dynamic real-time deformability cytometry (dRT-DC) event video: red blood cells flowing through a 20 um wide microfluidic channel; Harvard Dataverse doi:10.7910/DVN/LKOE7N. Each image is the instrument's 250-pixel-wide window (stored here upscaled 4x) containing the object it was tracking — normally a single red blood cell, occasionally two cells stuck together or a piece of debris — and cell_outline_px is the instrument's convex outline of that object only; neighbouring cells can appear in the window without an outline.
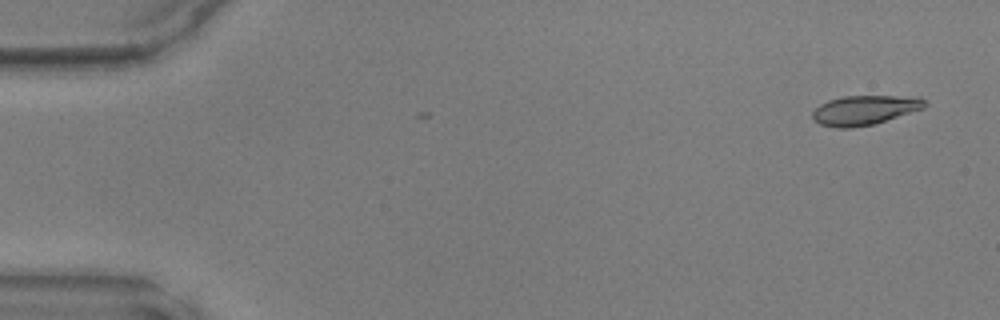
{"species": "common noctule bat (a hibernating species)", "species_latin": "Nyctalus noctula", "temperature_condition": "warm", "stored_images_in_passage": 3, "camera_frame_rate_fps": 3000, "um_per_image_px": 0.085, "animal": {"sex": "male", "body_mass_g": 17.9, "forearm_length_mm": 54.2}, "frame": {"image": 1, "passage_image": 3, "time_ms": 0.667, "image_size_px": [1000, 320], "cell_outline_px": [[928, 104], [924, 108], [872, 124], [852, 128], [836, 128], [820, 124], [812, 116], [812, 112], [820, 104], [828, 100], [844, 96], [920, 96]], "centroid_in_image_um": [73.5, 9.34], "position_along_channel_um": 11.5, "area_um2": 19.19}}